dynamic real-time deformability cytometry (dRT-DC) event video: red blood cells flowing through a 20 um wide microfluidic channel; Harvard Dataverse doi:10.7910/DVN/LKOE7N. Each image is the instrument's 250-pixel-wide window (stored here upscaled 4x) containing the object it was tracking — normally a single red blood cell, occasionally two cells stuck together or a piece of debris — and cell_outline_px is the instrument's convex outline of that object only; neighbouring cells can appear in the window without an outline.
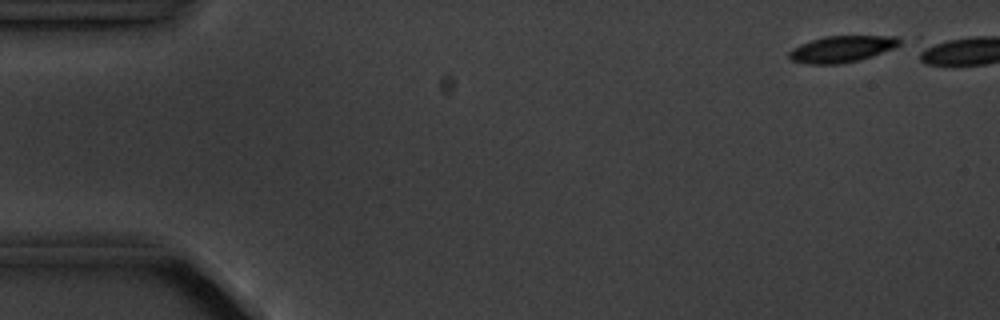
{"species": "common noctule bat (a hibernating species)", "species_latin": "Nyctalus noctula", "temperature_condition": "cold", "stored_images_in_passage": 6, "camera_frame_rate_fps": 3000, "um_per_image_px": 0.085, "animal": {"sex": "male", "body_mass_g": 20.1, "forearm_length_mm": 53.5}, "frame": {"image": 1, "passage_image": 1, "time_ms": 0.0, "image_size_px": [1000, 320], "cell_outline_px": [[900, 44], [892, 48], [872, 56], [840, 64], [808, 64], [792, 60], [788, 56], [788, 52], [792, 48], [800, 44], [824, 36], [896, 36], [900, 40]], "centroid_in_image_um": [71.51, 4.16], "position_along_channel_um": 13.5, "area_um2": 16.82}}